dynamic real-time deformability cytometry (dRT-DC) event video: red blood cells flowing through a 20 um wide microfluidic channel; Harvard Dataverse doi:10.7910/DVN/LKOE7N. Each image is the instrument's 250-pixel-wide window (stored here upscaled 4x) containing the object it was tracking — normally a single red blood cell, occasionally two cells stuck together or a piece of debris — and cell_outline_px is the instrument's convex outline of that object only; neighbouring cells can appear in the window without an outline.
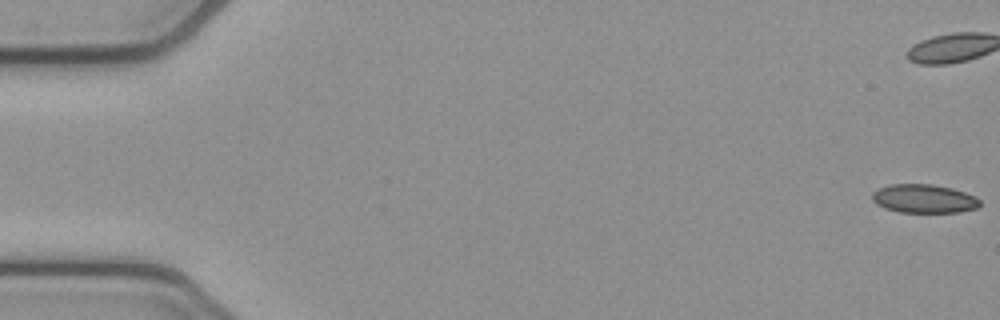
{"species": "common noctule bat (a hibernating species)", "species_latin": "Nyctalus noctula", "temperature_condition": "cold", "stored_images_in_passage": 55, "camera_frame_rate_fps": 3000, "um_per_image_px": 0.085, "animal": {"sex": "female", "body_mass_g": 21.9}, "frame": {"image": 1, "passage_image": 1, "time_ms": 0.0, "image_size_px": [1000, 320], "cell_outline_px": [[980, 204], [976, 208], [960, 212], [900, 212], [884, 208], [876, 204], [872, 200], [872, 192], [888, 184], [932, 184], [952, 188], [976, 196], [980, 200]], "centroid_in_image_um": [78.52, 16.88], "position_along_channel_um": 6.5, "area_um2": 18.03}, "authors_computed_cell_mechanics": {"area_um2": 18.3226, "velocity_mm_per_s": 3.8513, "shape_relaxation_time_tau1_ms": null, "shape_relaxation_time_tau2_ms": 2.8485, "deformation_change_tau1": null, "deformation_change_tau2": 0.0989}}